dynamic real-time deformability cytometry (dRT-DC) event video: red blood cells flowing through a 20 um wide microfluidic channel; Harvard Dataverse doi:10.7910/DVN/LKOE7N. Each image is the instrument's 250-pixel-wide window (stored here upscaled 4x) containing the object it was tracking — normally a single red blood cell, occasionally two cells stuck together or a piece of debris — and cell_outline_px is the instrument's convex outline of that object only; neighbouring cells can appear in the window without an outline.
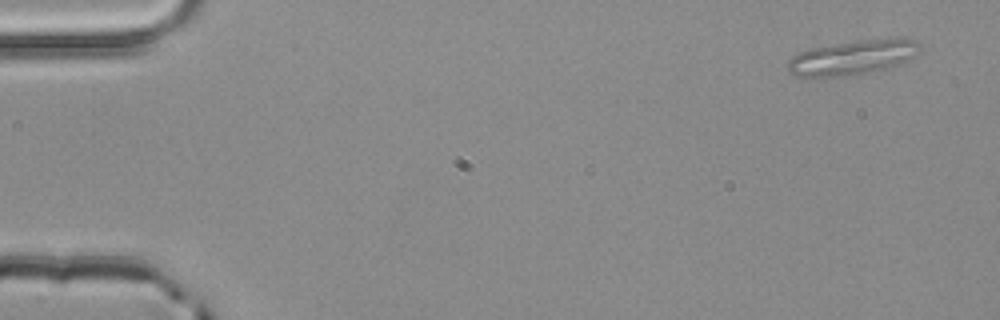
{"species": "common noctule bat (a hibernating species)", "species_latin": "Nyctalus noctula", "temperature_condition": "room temperature", "stored_images_in_passage": 3, "camera_frame_rate_fps": 3000, "um_per_image_px": 0.085, "animal": {"sex": "male", "body_mass_g": 20.4}, "frame": {"image": 1, "passage_image": 1, "time_ms": 0.0, "image_size_px": [1000, 320], "cell_outline_px": [[924, 48], [916, 56], [904, 64], [848, 76], [792, 76], [788, 72], [788, 60], [792, 56], [800, 52], [812, 48], [836, 44], [864, 40], [916, 40]], "centroid_in_image_um": [72.5, 4.91], "position_along_channel_um": 12.5, "area_um2": 26.24}}